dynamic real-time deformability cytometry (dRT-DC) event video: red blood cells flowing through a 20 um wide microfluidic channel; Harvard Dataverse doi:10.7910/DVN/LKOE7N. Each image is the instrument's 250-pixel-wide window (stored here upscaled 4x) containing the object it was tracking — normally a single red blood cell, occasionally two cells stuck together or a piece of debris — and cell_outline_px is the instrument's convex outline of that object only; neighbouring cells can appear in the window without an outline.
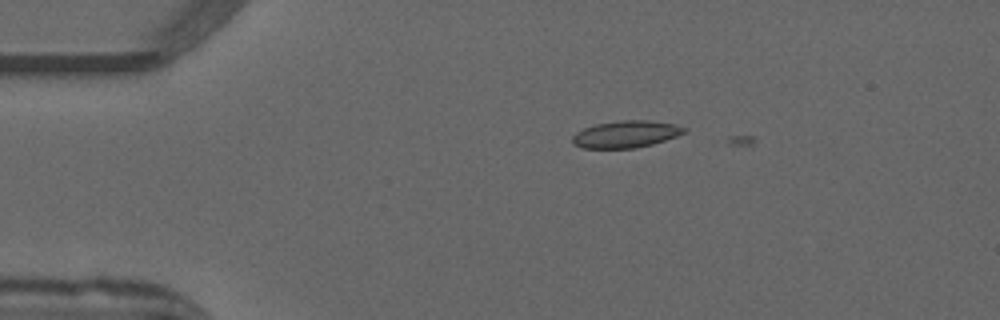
{"species": "common noctule bat (a hibernating species)", "species_latin": "Nyctalus noctula", "temperature_condition": "warm", "stored_images_in_passage": 2, "camera_frame_rate_fps": 3000, "um_per_image_px": 0.085, "animal": {"sex": "male", "forearm_length_mm": 52.5}, "frame": {"image": 1, "passage_image": 1, "time_ms": 0.0, "image_size_px": [1000, 320], "cell_outline_px": [[688, 132], [652, 144], [636, 148], [584, 148], [572, 144], [572, 136], [576, 132], [584, 128], [596, 124], [620, 120], [648, 120], [676, 124], [688, 128]], "centroid_in_image_um": [53.22, 11.4], "position_along_channel_um": 31.8, "area_um2": 17.69}}